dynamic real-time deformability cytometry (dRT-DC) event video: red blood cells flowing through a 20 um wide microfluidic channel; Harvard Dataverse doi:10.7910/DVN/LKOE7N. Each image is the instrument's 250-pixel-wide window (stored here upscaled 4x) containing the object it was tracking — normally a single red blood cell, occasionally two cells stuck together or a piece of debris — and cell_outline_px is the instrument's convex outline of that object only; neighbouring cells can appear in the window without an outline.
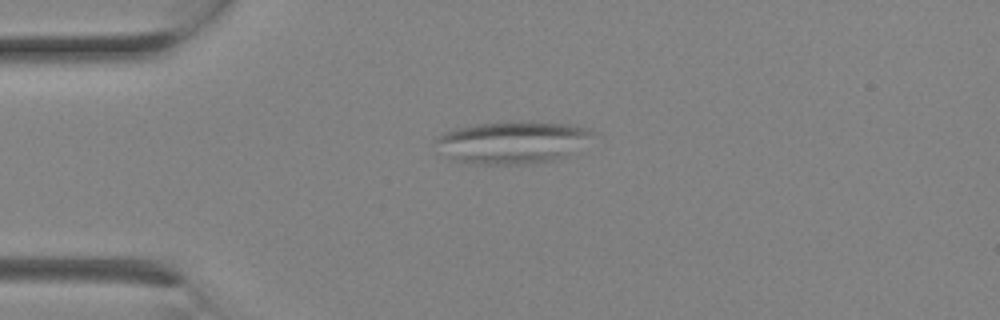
{"species": "Egyptian fruit bat (a non-hibernating species)", "species_latin": "Rousettus aegyptiacus", "temperature_condition": "room temperature", "stored_images_in_passage": 1, "camera_frame_rate_fps": 3000, "um_per_image_px": 0.085, "animal": {"sex": "female"}, "frame": {"image": 1, "passage_image": 1, "time_ms": 0.0, "image_size_px": [1000, 320], "cell_outline_px": [[596, 132], [568, 156], [552, 160], [528, 164], [476, 164], [452, 160], [436, 140], [436, 136], [452, 128], [476, 124], [528, 120], [568, 124], [588, 128]], "centroid_in_image_um": [43.58, 12.07], "position_along_channel_um": 41.4, "area_um2": 38.61}}